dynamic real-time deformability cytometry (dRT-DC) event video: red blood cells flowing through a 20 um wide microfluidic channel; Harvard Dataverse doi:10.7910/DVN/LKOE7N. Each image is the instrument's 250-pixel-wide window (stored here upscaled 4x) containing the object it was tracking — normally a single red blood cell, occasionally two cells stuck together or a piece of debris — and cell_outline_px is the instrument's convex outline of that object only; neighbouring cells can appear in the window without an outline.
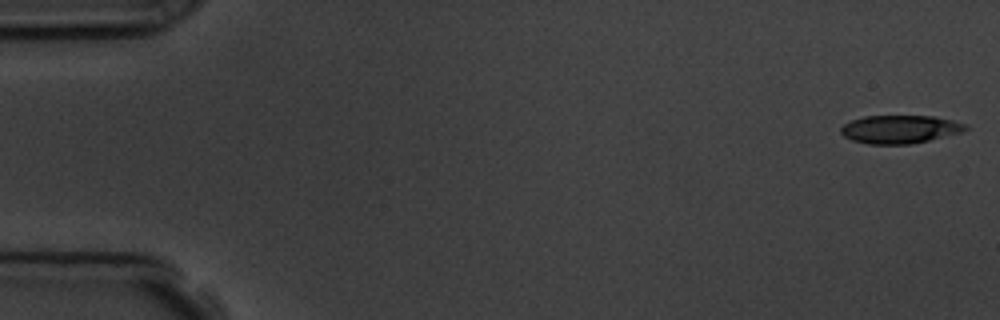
{"species": "common noctule bat (a hibernating species)", "species_latin": "Nyctalus noctula", "temperature_condition": "room temperature", "stored_images_in_passage": 6, "segment_of_instrument_passage": [1, 2], "camera_frame_rate_fps": 3000, "um_per_image_px": 0.085, "animal": {"sex": "male", "body_mass_g": 19.5, "forearm_length_mm": 54.6}, "frame": {"image": 1, "passage_image": 1, "time_ms": 0.0, "image_size_px": [1000, 320], "cell_outline_px": [[968, 128], [960, 132], [912, 144], [868, 144], [852, 140], [844, 136], [840, 132], [840, 128], [844, 124], [852, 120], [864, 116], [932, 116], [952, 120], [968, 124]], "centroid_in_image_um": [76.47, 10.98], "position_along_channel_um": 8.5, "area_um2": 20.35}}